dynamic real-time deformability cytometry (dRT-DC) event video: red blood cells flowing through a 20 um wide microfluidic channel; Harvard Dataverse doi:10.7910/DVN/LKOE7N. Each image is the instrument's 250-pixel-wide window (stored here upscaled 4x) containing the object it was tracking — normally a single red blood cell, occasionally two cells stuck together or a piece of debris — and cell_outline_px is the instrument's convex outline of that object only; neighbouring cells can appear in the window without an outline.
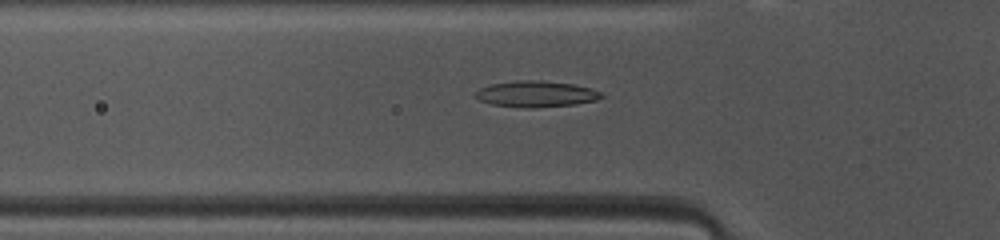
{"species": "common noctule bat (a hibernating species)", "species_latin": "Nyctalus noctula", "temperature_condition": "warm", "stored_images_in_passage": 47, "camera_frame_rate_fps": 3000, "um_per_image_px": 0.085, "animal": {"sex": "female", "body_mass_g": 10.0, "forearm_length_mm": 53.1}, "frame": {"image": 1, "passage_image": 14, "time_ms": 4.333, "image_size_px": [1000, 240], "cell_outline_px": [[604, 96], [596, 100], [576, 104], [532, 108], [528, 108], [492, 104], [480, 100], [472, 92], [480, 88], [492, 84], [516, 80], [540, 80], [572, 84], [588, 88], [600, 92]], "centroid_in_image_um": [45.53, 7.99], "position_along_channel_um": 80.3, "area_um2": 19.02}}
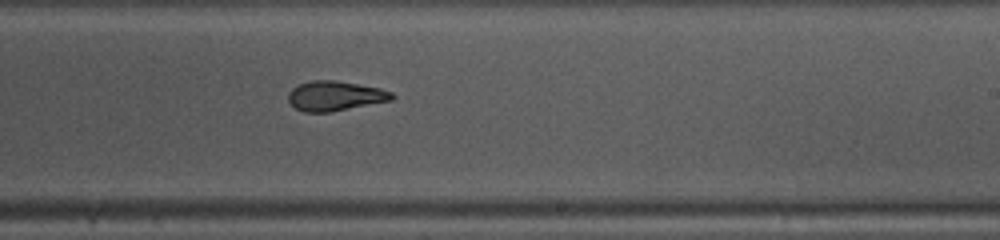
{"frame": {"image": 2, "passage_image": 27, "time_ms": 8.667, "image_size_px": [1000, 240], "cell_outline_px": [[396, 96], [392, 100], [332, 112], [304, 112], [296, 108], [288, 100], [288, 92], [292, 88], [300, 84], [312, 80], [336, 80], [380, 88], [392, 92]], "centroid_in_image_um": [28.49, 8.15], "position_along_channel_um": 260.5, "area_um2": 18.03}}
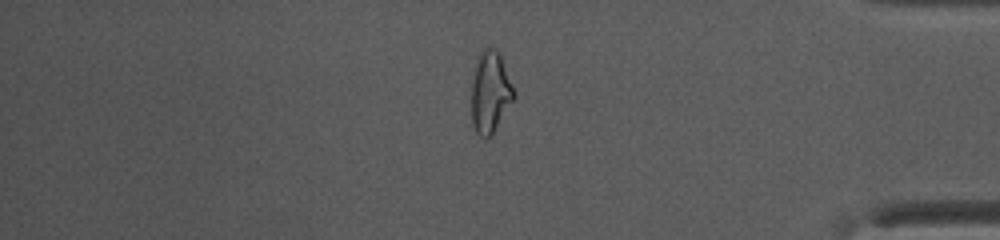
{"frame": {"image": 3, "passage_image": 39, "time_ms": 12.667, "image_size_px": [1000, 240], "cell_outline_px": [[516, 96], [492, 136], [480, 136], [476, 132], [472, 124], [472, 80], [476, 60], [480, 52], [484, 48], [492, 48], [500, 56], [516, 92]], "centroid_in_image_um": [41.68, 7.87], "position_along_channel_um": 393.5, "area_um2": 20.06}, "authors_computed_cell_mechanics": {"area_um2": 19.0162, "velocity_mm_per_s": 4.1455, "shape_relaxation_time_tau1_ms": 8.4043, "shape_relaxation_time_tau2_ms": 3.2176, "deformation_change_tau1": 0.2341, "deformation_change_tau2": 0.0862}}